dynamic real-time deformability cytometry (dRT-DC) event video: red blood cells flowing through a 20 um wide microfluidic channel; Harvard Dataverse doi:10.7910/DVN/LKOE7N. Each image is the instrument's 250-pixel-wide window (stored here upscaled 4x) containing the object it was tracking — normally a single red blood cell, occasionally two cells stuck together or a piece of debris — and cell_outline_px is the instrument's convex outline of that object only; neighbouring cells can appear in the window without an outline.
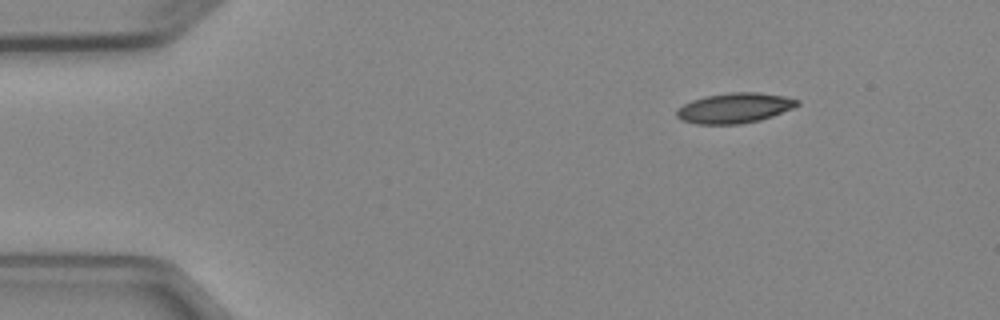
{"species": "Egyptian fruit bat (a non-hibernating species)", "species_latin": "Rousettus aegyptiacus", "temperature_condition": "cold", "stored_images_in_passage": 4, "camera_frame_rate_fps": 3000, "um_per_image_px": 0.085, "animal": {"sex": "female"}, "frame": {"image": 1, "passage_image": 1, "time_ms": 0.0, "image_size_px": [1000, 320], "cell_outline_px": [[800, 104], [792, 108], [772, 116], [760, 120], [740, 124], [696, 124], [680, 120], [676, 116], [676, 112], [684, 104], [692, 100], [708, 96], [728, 92], [756, 92], [784, 96], [800, 100]], "centroid_in_image_um": [62.44, 9.18], "position_along_channel_um": 22.6, "area_um2": 21.1}}
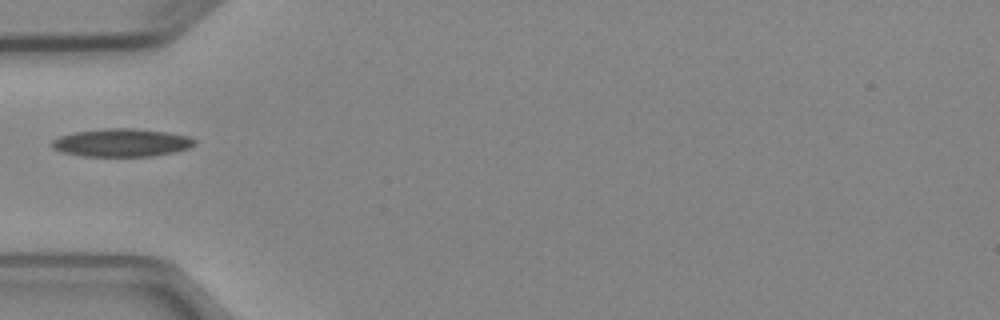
{"frame": {"image": 2, "passage_image": 4, "time_ms": 3.333, "image_size_px": [1000, 320], "cell_outline_px": [[196, 144], [188, 148], [176, 152], [152, 156], [84, 156], [60, 152], [52, 148], [52, 140], [60, 136], [76, 132], [104, 128], [132, 128], [164, 132], [188, 136], [196, 140]], "centroid_in_image_um": [10.34, 12.13], "position_along_channel_um": 74.7, "area_um2": 23.24}}